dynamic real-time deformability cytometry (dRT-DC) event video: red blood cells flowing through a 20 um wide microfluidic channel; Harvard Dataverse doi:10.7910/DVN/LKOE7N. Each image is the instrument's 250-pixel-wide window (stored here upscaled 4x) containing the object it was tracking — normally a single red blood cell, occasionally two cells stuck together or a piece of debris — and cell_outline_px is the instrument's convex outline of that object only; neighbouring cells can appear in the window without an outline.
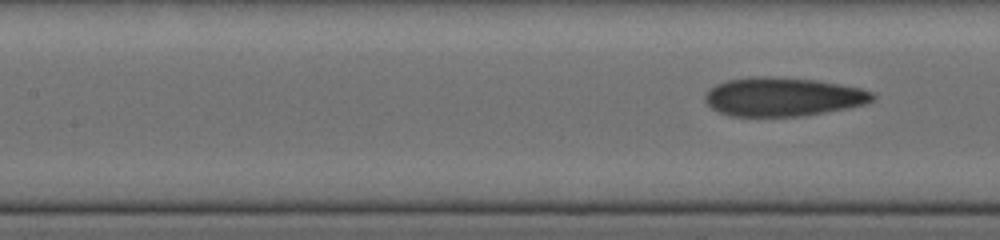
{"species": "human", "species_latin": "Homo sapiens", "temperature_condition": "cold", "stored_images_in_passage": 11, "segment_of_instrument_passage": [2, 2], "camera_frame_rate_fps": 3000, "um_per_image_px": 0.085, "donor": {"sex": "female"}, "frame": {"image": 1, "passage_image": 11, "time_ms": 6.333, "image_size_px": [1000, 240], "cell_outline_px": [[876, 96], [872, 100], [864, 104], [824, 112], [800, 116], [732, 116], [720, 112], [712, 108], [704, 100], [704, 96], [716, 84], [724, 80], [748, 76], [772, 76], [816, 80], [840, 84], [860, 88], [872, 92]], "centroid_in_image_um": [66.51, 8.21], "position_along_channel_um": 140.9, "area_um2": 37.74}}